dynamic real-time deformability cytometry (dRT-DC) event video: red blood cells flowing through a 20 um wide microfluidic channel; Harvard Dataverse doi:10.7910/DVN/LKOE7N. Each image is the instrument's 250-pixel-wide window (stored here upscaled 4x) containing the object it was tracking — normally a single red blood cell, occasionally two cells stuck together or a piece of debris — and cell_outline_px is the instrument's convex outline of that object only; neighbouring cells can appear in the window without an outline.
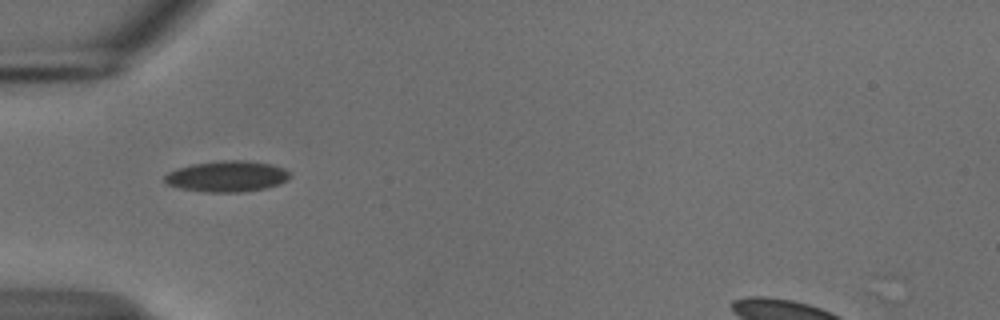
{"species": "common noctule bat (a hibernating species)", "species_latin": "Nyctalus noctula", "temperature_condition": "cold", "stored_images_in_passage": 37, "camera_frame_rate_fps": 3000, "um_per_image_px": 0.085, "animal": {"sex": "male", "body_mass_g": 18.8}, "frame": {"image": 1, "passage_image": 1, "time_ms": 0.0, "image_size_px": [1000, 320], "cell_outline_px": [[292, 176], [288, 180], [280, 184], [264, 188], [240, 192], [208, 192], [180, 188], [168, 184], [164, 180], [164, 176], [168, 172], [176, 168], [192, 164], [224, 160], [244, 160], [272, 164], [284, 168]], "centroid_in_image_um": [19.31, 14.98], "position_along_channel_um": 65.7, "area_um2": 22.6}}
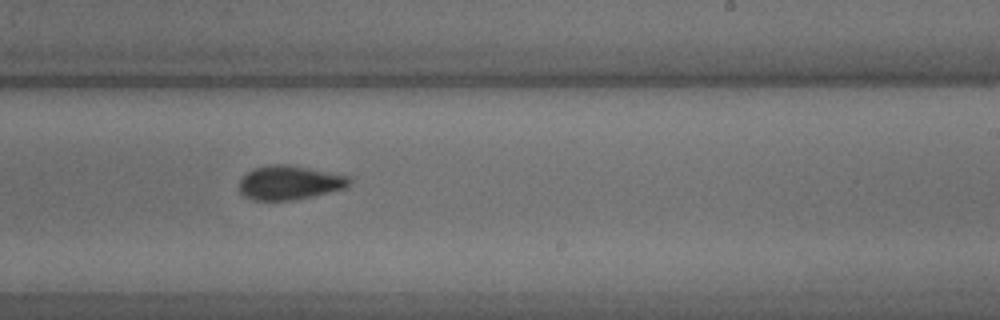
{"frame": {"image": 2, "passage_image": 17, "time_ms": 5.333, "image_size_px": [1000, 320], "cell_outline_px": [[352, 180], [344, 188], [312, 196], [292, 200], [252, 200], [244, 196], [240, 192], [240, 180], [248, 172], [256, 168], [272, 164], [288, 164], [352, 176]], "centroid_in_image_um": [24.63, 15.52], "position_along_channel_um": 264.4, "area_um2": 21.73}}
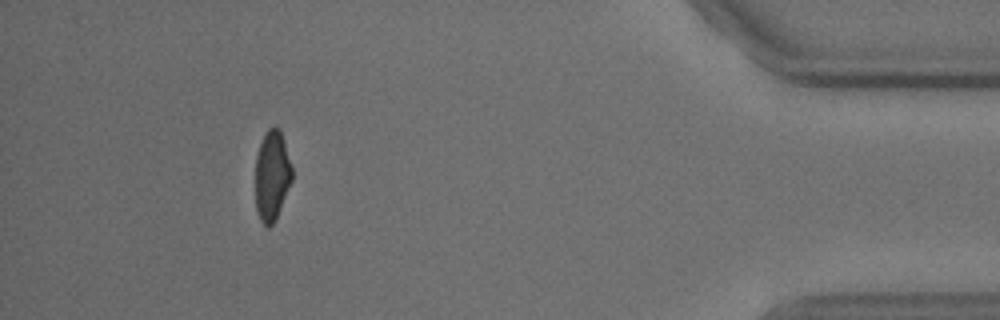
{"frame": {"image": 3, "passage_image": 33, "time_ms": 10.667, "image_size_px": [1000, 320], "cell_outline_px": [[292, 180], [276, 220], [268, 228], [260, 220], [256, 208], [256, 156], [260, 144], [268, 128], [276, 124], [280, 128], [292, 168]], "centroid_in_image_um": [23.12, 14.92], "position_along_channel_um": 412.1, "area_um2": 19.25}, "authors_computed_cell_mechanics": {"area_um2": 21.5594, "velocity_mm_per_s": 3.7443, "shape_relaxation_time_tau1_ms": 3.6112, "shape_relaxation_time_tau2_ms": 3.1223, "deformation_change_tau1": 0.0823, "deformation_change_tau2": 0.0589}}